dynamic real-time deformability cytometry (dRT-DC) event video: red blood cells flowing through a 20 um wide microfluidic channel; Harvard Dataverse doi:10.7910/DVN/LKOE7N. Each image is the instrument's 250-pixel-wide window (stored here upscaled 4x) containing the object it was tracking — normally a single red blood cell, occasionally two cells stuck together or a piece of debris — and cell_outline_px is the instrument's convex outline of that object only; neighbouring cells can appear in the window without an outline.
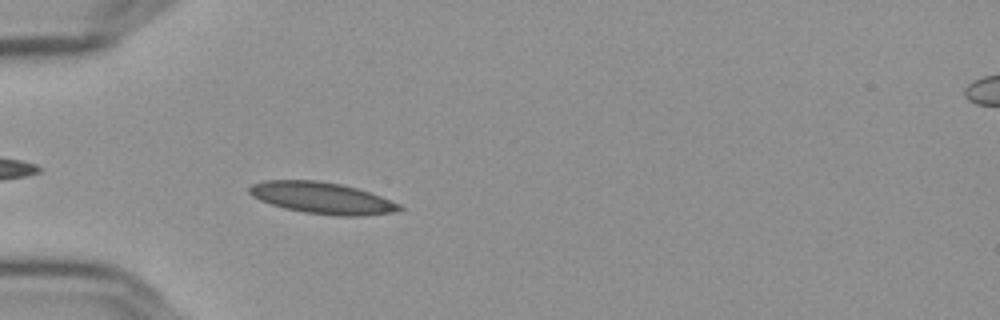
{"species": "Egyptian fruit bat (a non-hibernating species)", "species_latin": "Rousettus aegyptiacus", "temperature_condition": "cold", "stored_images_in_passage": 54, "camera_frame_rate_fps": 3000, "um_per_image_px": 0.085, "frame": {"image": 1, "passage_image": 15, "time_ms": 4.667, "image_size_px": [1000, 320], "cell_outline_px": [[404, 208], [400, 212], [360, 216], [340, 216], [304, 212], [284, 208], [260, 200], [252, 196], [248, 192], [248, 188], [252, 184], [264, 180], [316, 180], [340, 184], [356, 188], [380, 196], [400, 204]], "centroid_in_image_um": [27.39, 16.83], "position_along_channel_um": 57.6, "area_um2": 27.57}}
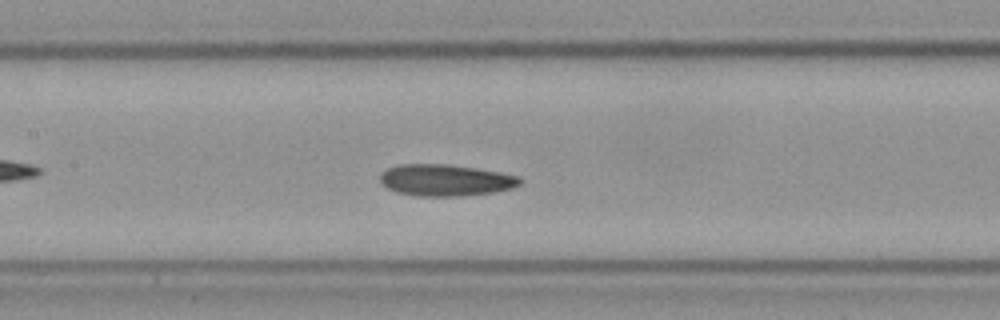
{"frame": {"image": 2, "passage_image": 25, "time_ms": 8.0, "image_size_px": [1000, 320], "cell_outline_px": [[524, 180], [520, 184], [512, 188], [492, 192], [460, 196], [416, 196], [396, 192], [380, 184], [380, 172], [388, 168], [400, 164], [448, 164], [476, 168], [500, 172], [520, 176]], "centroid_in_image_um": [37.86, 15.31], "position_along_channel_um": 169.5, "area_um2": 25.95}}
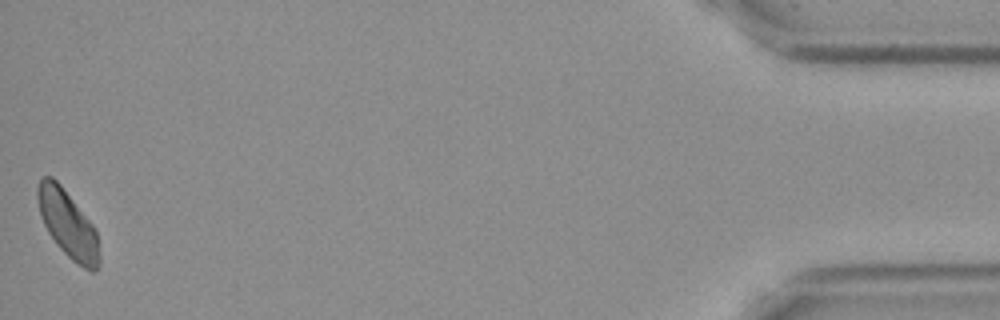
{"frame": {"image": 3, "passage_image": 54, "time_ms": 17.667, "image_size_px": [1000, 320], "cell_outline_px": [[100, 264], [92, 272], [84, 268], [72, 260], [56, 244], [48, 232], [40, 216], [36, 196], [36, 188], [40, 176], [52, 176], [60, 184], [92, 224], [96, 232], [100, 256]], "centroid_in_image_um": [5.73, 19.02], "position_along_channel_um": 429.5, "area_um2": 24.04}, "authors_computed_cell_mechanics": {"area_um2": 25.3164, "velocity_mm_per_s": 3.5819, "shape_relaxation_time_tau1_ms": 3.7715, "shape_relaxation_time_tau2_ms": 7.7241, "deformation_change_tau1": 0.0963, "deformation_change_tau2": 0.1314}}